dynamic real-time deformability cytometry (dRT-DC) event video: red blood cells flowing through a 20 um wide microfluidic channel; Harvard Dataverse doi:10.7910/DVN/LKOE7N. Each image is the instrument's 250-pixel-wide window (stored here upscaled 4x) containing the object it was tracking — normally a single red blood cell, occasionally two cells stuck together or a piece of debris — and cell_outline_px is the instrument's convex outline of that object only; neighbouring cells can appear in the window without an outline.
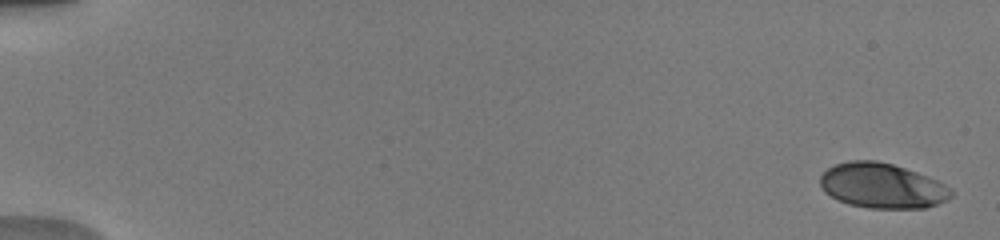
{"species": "human", "species_latin": "Homo sapiens", "temperature_condition": "warm", "stored_images_in_passage": 14, "camera_frame_rate_fps": 3000, "um_per_image_px": 0.085, "donor": {"sex": "male"}, "frame": {"image": 1, "passage_image": 1, "time_ms": 0.0, "image_size_px": [1000, 240], "cell_outline_px": [[952, 196], [948, 200], [924, 208], [868, 208], [848, 204], [824, 192], [820, 184], [820, 176], [828, 168], [836, 164], [848, 160], [876, 160], [892, 164], [916, 172], [936, 180], [944, 184], [952, 192]], "centroid_in_image_um": [74.96, 15.79], "position_along_channel_um": 10.0, "area_um2": 34.16}}
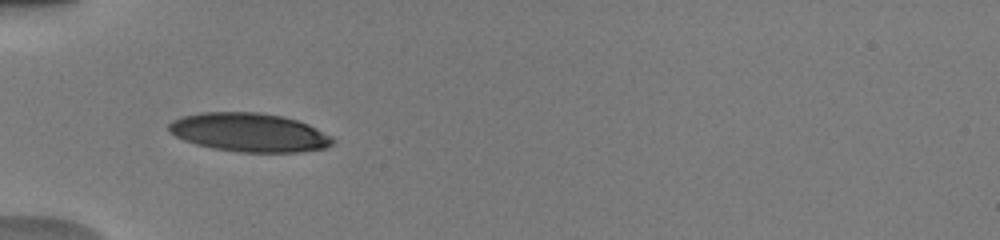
{"frame": {"image": 2, "passage_image": 10, "time_ms": 5.667, "image_size_px": [1000, 240], "cell_outline_px": [[336, 140], [332, 144], [324, 148], [300, 152], [240, 152], [212, 148], [196, 144], [184, 140], [168, 132], [168, 124], [172, 120], [180, 116], [200, 112], [256, 112], [280, 116], [296, 120], [308, 124], [332, 136]], "centroid_in_image_um": [21.16, 11.25], "position_along_channel_um": 63.8, "area_um2": 37.05}}
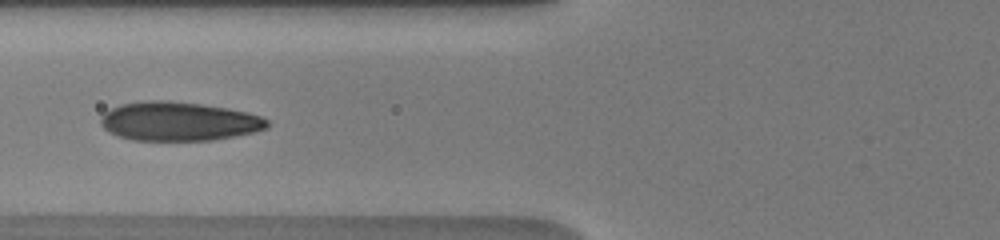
{"frame": {"image": 3, "passage_image": 12, "time_ms": 7.0, "image_size_px": [1000, 240], "cell_outline_px": [[268, 128], [252, 132], [212, 140], [132, 140], [116, 136], [108, 132], [100, 124], [100, 120], [104, 112], [120, 104], [152, 100], [168, 100], [200, 104], [228, 108], [248, 112], [260, 116], [268, 120]], "centroid_in_image_um": [15.16, 10.31], "position_along_channel_um": 110.6, "area_um2": 37.74}}